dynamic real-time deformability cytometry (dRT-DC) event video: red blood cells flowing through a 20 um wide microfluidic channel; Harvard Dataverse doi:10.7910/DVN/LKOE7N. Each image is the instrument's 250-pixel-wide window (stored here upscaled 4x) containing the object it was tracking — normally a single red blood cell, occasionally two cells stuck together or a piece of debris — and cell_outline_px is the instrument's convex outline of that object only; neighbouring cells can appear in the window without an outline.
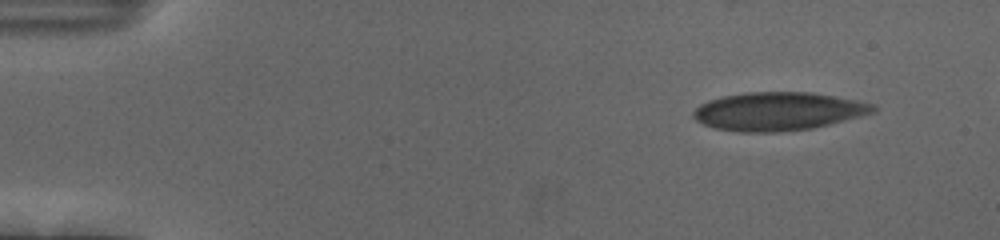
{"species": "human", "species_latin": "Homo sapiens", "temperature_condition": "cold", "stored_images_in_passage": 50, "camera_frame_rate_fps": 3000, "um_per_image_px": 0.085, "donor": {"sex": "female"}, "frame": {"image": 1, "passage_image": 1, "time_ms": 0.0, "image_size_px": [1000, 240], "cell_outline_px": [[876, 112], [812, 128], [776, 132], [740, 132], [716, 128], [704, 124], [696, 120], [692, 116], [692, 112], [700, 104], [708, 100], [724, 96], [748, 92], [812, 92], [856, 100], [876, 104]], "centroid_in_image_um": [66.14, 9.46], "position_along_channel_um": 18.9, "area_um2": 40.0}}
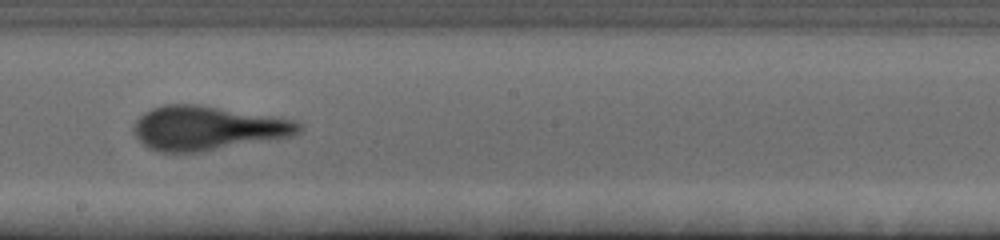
{"frame": {"image": 2, "passage_image": 27, "time_ms": 8.667, "image_size_px": [1000, 240], "cell_outline_px": [[300, 132], [292, 136], [276, 140], [200, 152], [160, 152], [148, 148], [132, 132], [132, 124], [144, 112], [152, 108], [164, 104], [196, 104], [280, 116], [296, 120], [300, 124]], "centroid_in_image_um": [17.67, 10.89], "position_along_channel_um": 230.5, "area_um2": 43.23}}
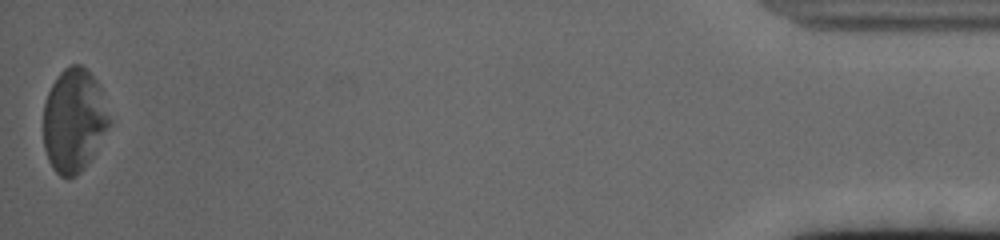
{"frame": {"image": 3, "passage_image": 50, "time_ms": 16.333, "image_size_px": [1000, 240], "cell_outline_px": [[112, 124], [92, 156], [84, 168], [76, 176], [60, 176], [52, 168], [48, 160], [44, 148], [44, 104], [48, 92], [56, 76], [64, 68], [72, 64], [80, 64], [88, 68], [100, 84], [112, 120]], "centroid_in_image_um": [6.32, 10.19], "position_along_channel_um": 428.9, "area_um2": 40.4}, "authors_computed_cell_mechanics": {"area_um2": 40.7779, "velocity_mm_per_s": 3.6939, "shape_relaxation_time_tau1_ms": 5.1694, "shape_relaxation_time_tau2_ms": 1.1572, "deformation_change_tau1": 0.2199, "deformation_change_tau2": 0.0971}}